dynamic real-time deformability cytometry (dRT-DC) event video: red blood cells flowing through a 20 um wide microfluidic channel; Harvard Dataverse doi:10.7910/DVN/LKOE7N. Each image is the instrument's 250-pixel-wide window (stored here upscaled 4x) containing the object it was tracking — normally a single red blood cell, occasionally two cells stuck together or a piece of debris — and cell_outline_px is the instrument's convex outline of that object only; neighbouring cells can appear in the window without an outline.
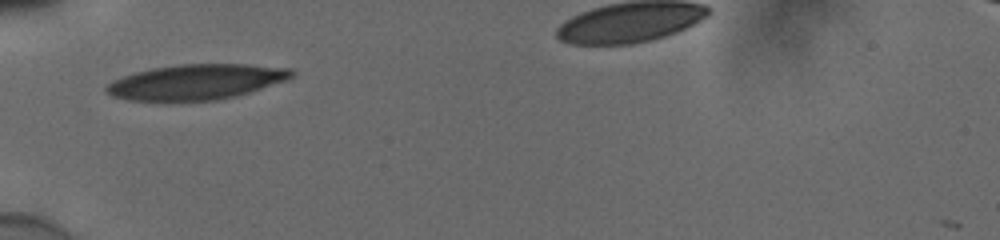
{"species": "human", "species_latin": "Homo sapiens", "temperature_condition": "cold", "stored_images_in_passage": 30, "camera_frame_rate_fps": 3000, "um_per_image_px": 0.085, "donor": {"sex": "male"}, "frame": {"image": 1, "passage_image": 1, "time_ms": 0.0, "image_size_px": [1000, 240], "cell_outline_px": [[296, 72], [292, 76], [284, 80], [236, 96], [216, 100], [128, 100], [112, 96], [104, 88], [112, 80], [136, 72], [152, 68], [180, 64], [248, 64], [292, 68]], "centroid_in_image_um": [16.67, 6.95], "position_along_channel_um": 68.3, "area_um2": 37.63}}
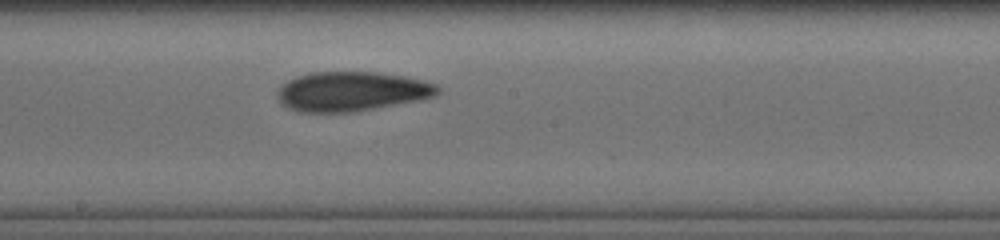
{"frame": {"image": 2, "passage_image": 13, "time_ms": 4.0, "image_size_px": [1000, 240], "cell_outline_px": [[440, 92], [436, 96], [420, 100], [352, 112], [300, 112], [284, 104], [276, 96], [276, 92], [288, 80], [296, 76], [312, 72], [376, 72], [404, 76], [424, 80], [436, 84], [440, 88]], "centroid_in_image_um": [29.93, 7.76], "position_along_channel_um": 218.3, "area_um2": 36.82}}
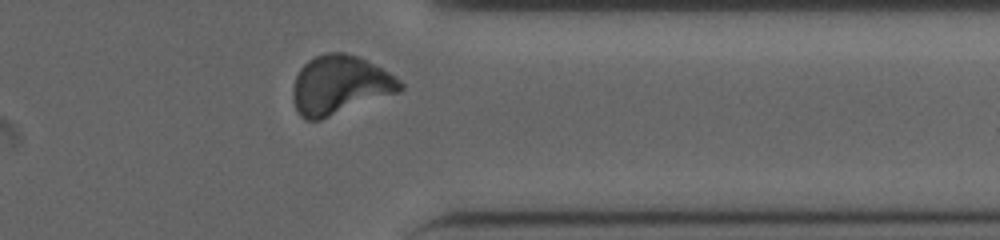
{"frame": {"image": 3, "passage_image": 26, "time_ms": 8.333, "image_size_px": [1000, 240], "cell_outline_px": [[404, 88], [400, 92], [320, 120], [304, 120], [300, 116], [296, 108], [292, 96], [292, 88], [296, 76], [300, 68], [308, 60], [316, 56], [328, 52], [344, 52], [356, 56], [396, 76], [404, 84]], "centroid_in_image_um": [28.88, 7.24], "position_along_channel_um": 382.5, "area_um2": 36.76}, "authors_computed_cell_mechanics": {"area_um2": 36.2117, "velocity_mm_per_s": 3.8515, "shape_relaxation_time_tau1_ms": 4.3371, "shape_relaxation_time_tau2_ms": 2.6389, "deformation_change_tau1": 0.1524, "deformation_change_tau2": 0.0926}}